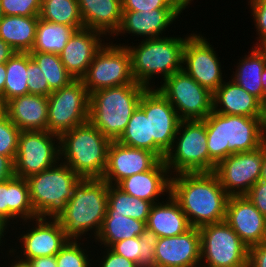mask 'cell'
<instances>
[{"label":"cell","mask_w":266,"mask_h":267,"mask_svg":"<svg viewBox=\"0 0 266 267\" xmlns=\"http://www.w3.org/2000/svg\"><path fill=\"white\" fill-rule=\"evenodd\" d=\"M79 241L69 240L66 245L55 255L57 267H91L93 258L90 259L87 250L83 249ZM86 252V253H85Z\"/></svg>","instance_id":"39"},{"label":"cell","mask_w":266,"mask_h":267,"mask_svg":"<svg viewBox=\"0 0 266 267\" xmlns=\"http://www.w3.org/2000/svg\"><path fill=\"white\" fill-rule=\"evenodd\" d=\"M213 111L220 114L266 118V108L234 81L224 82L213 93Z\"/></svg>","instance_id":"25"},{"label":"cell","mask_w":266,"mask_h":267,"mask_svg":"<svg viewBox=\"0 0 266 267\" xmlns=\"http://www.w3.org/2000/svg\"><path fill=\"white\" fill-rule=\"evenodd\" d=\"M56 142V144H55ZM60 162L59 136L48 131H21L14 160L15 176H29Z\"/></svg>","instance_id":"14"},{"label":"cell","mask_w":266,"mask_h":267,"mask_svg":"<svg viewBox=\"0 0 266 267\" xmlns=\"http://www.w3.org/2000/svg\"><path fill=\"white\" fill-rule=\"evenodd\" d=\"M159 37L145 39L135 46H126L131 57V71L136 83L146 88L155 76L167 77L182 70L183 47L188 38ZM137 46V47H136Z\"/></svg>","instance_id":"6"},{"label":"cell","mask_w":266,"mask_h":267,"mask_svg":"<svg viewBox=\"0 0 266 267\" xmlns=\"http://www.w3.org/2000/svg\"><path fill=\"white\" fill-rule=\"evenodd\" d=\"M170 194L191 227L225 221L229 195L214 172L175 174L171 176Z\"/></svg>","instance_id":"1"},{"label":"cell","mask_w":266,"mask_h":267,"mask_svg":"<svg viewBox=\"0 0 266 267\" xmlns=\"http://www.w3.org/2000/svg\"><path fill=\"white\" fill-rule=\"evenodd\" d=\"M4 113L21 131H47L48 97L25 94L4 103Z\"/></svg>","instance_id":"23"},{"label":"cell","mask_w":266,"mask_h":267,"mask_svg":"<svg viewBox=\"0 0 266 267\" xmlns=\"http://www.w3.org/2000/svg\"><path fill=\"white\" fill-rule=\"evenodd\" d=\"M11 263L10 267H31L28 262L21 261L18 258L14 259L13 262L11 260Z\"/></svg>","instance_id":"56"},{"label":"cell","mask_w":266,"mask_h":267,"mask_svg":"<svg viewBox=\"0 0 266 267\" xmlns=\"http://www.w3.org/2000/svg\"><path fill=\"white\" fill-rule=\"evenodd\" d=\"M90 95L82 79H74L67 86L48 96L47 131L60 136L89 121Z\"/></svg>","instance_id":"10"},{"label":"cell","mask_w":266,"mask_h":267,"mask_svg":"<svg viewBox=\"0 0 266 267\" xmlns=\"http://www.w3.org/2000/svg\"><path fill=\"white\" fill-rule=\"evenodd\" d=\"M104 36L99 31L82 28L70 37L59 56L67 72L74 79H82L85 76L96 53L106 43L103 40Z\"/></svg>","instance_id":"21"},{"label":"cell","mask_w":266,"mask_h":267,"mask_svg":"<svg viewBox=\"0 0 266 267\" xmlns=\"http://www.w3.org/2000/svg\"><path fill=\"white\" fill-rule=\"evenodd\" d=\"M14 176V161L10 157L0 155V183Z\"/></svg>","instance_id":"48"},{"label":"cell","mask_w":266,"mask_h":267,"mask_svg":"<svg viewBox=\"0 0 266 267\" xmlns=\"http://www.w3.org/2000/svg\"><path fill=\"white\" fill-rule=\"evenodd\" d=\"M76 30L73 26L48 22L39 17L31 52L59 55Z\"/></svg>","instance_id":"33"},{"label":"cell","mask_w":266,"mask_h":267,"mask_svg":"<svg viewBox=\"0 0 266 267\" xmlns=\"http://www.w3.org/2000/svg\"><path fill=\"white\" fill-rule=\"evenodd\" d=\"M199 233L200 267H248L249 248L226 221L203 225Z\"/></svg>","instance_id":"9"},{"label":"cell","mask_w":266,"mask_h":267,"mask_svg":"<svg viewBox=\"0 0 266 267\" xmlns=\"http://www.w3.org/2000/svg\"><path fill=\"white\" fill-rule=\"evenodd\" d=\"M217 56L203 35L191 33L183 47L182 70L198 84L214 93L225 82L221 62Z\"/></svg>","instance_id":"15"},{"label":"cell","mask_w":266,"mask_h":267,"mask_svg":"<svg viewBox=\"0 0 266 267\" xmlns=\"http://www.w3.org/2000/svg\"><path fill=\"white\" fill-rule=\"evenodd\" d=\"M226 223L251 248L266 241V217L245 196H229Z\"/></svg>","instance_id":"19"},{"label":"cell","mask_w":266,"mask_h":267,"mask_svg":"<svg viewBox=\"0 0 266 267\" xmlns=\"http://www.w3.org/2000/svg\"><path fill=\"white\" fill-rule=\"evenodd\" d=\"M166 200L152 204L146 222V227L159 238L178 236L191 228L186 214L171 194L167 195Z\"/></svg>","instance_id":"28"},{"label":"cell","mask_w":266,"mask_h":267,"mask_svg":"<svg viewBox=\"0 0 266 267\" xmlns=\"http://www.w3.org/2000/svg\"><path fill=\"white\" fill-rule=\"evenodd\" d=\"M6 66L5 63L0 64V100L4 103V87L6 81Z\"/></svg>","instance_id":"51"},{"label":"cell","mask_w":266,"mask_h":267,"mask_svg":"<svg viewBox=\"0 0 266 267\" xmlns=\"http://www.w3.org/2000/svg\"><path fill=\"white\" fill-rule=\"evenodd\" d=\"M254 45L258 49V51L263 55L264 60L266 62V39L260 42H256V44Z\"/></svg>","instance_id":"54"},{"label":"cell","mask_w":266,"mask_h":267,"mask_svg":"<svg viewBox=\"0 0 266 267\" xmlns=\"http://www.w3.org/2000/svg\"><path fill=\"white\" fill-rule=\"evenodd\" d=\"M4 15L40 16V0H0Z\"/></svg>","instance_id":"42"},{"label":"cell","mask_w":266,"mask_h":267,"mask_svg":"<svg viewBox=\"0 0 266 267\" xmlns=\"http://www.w3.org/2000/svg\"><path fill=\"white\" fill-rule=\"evenodd\" d=\"M16 51L0 38V64L6 63Z\"/></svg>","instance_id":"50"},{"label":"cell","mask_w":266,"mask_h":267,"mask_svg":"<svg viewBox=\"0 0 266 267\" xmlns=\"http://www.w3.org/2000/svg\"><path fill=\"white\" fill-rule=\"evenodd\" d=\"M8 225H11V224H8L5 220H3L0 217V246L2 245L1 243H3V241H2L3 239H1V238H4V235H6V233H5L6 232V229L9 230L7 228V227H9Z\"/></svg>","instance_id":"53"},{"label":"cell","mask_w":266,"mask_h":267,"mask_svg":"<svg viewBox=\"0 0 266 267\" xmlns=\"http://www.w3.org/2000/svg\"><path fill=\"white\" fill-rule=\"evenodd\" d=\"M261 82H262V87L264 90V107L266 108V65L262 72Z\"/></svg>","instance_id":"55"},{"label":"cell","mask_w":266,"mask_h":267,"mask_svg":"<svg viewBox=\"0 0 266 267\" xmlns=\"http://www.w3.org/2000/svg\"><path fill=\"white\" fill-rule=\"evenodd\" d=\"M251 16H253V22L255 23L256 31L259 37L257 41L266 39V0H249Z\"/></svg>","instance_id":"44"},{"label":"cell","mask_w":266,"mask_h":267,"mask_svg":"<svg viewBox=\"0 0 266 267\" xmlns=\"http://www.w3.org/2000/svg\"><path fill=\"white\" fill-rule=\"evenodd\" d=\"M248 267H266V241L249 248Z\"/></svg>","instance_id":"47"},{"label":"cell","mask_w":266,"mask_h":267,"mask_svg":"<svg viewBox=\"0 0 266 267\" xmlns=\"http://www.w3.org/2000/svg\"><path fill=\"white\" fill-rule=\"evenodd\" d=\"M105 43L96 53L82 78L89 95L100 89L135 84L131 71V57L123 44ZM122 45V46H121Z\"/></svg>","instance_id":"11"},{"label":"cell","mask_w":266,"mask_h":267,"mask_svg":"<svg viewBox=\"0 0 266 267\" xmlns=\"http://www.w3.org/2000/svg\"><path fill=\"white\" fill-rule=\"evenodd\" d=\"M29 54L40 67L51 92L67 86L74 80L67 72L58 54L45 52H29Z\"/></svg>","instance_id":"37"},{"label":"cell","mask_w":266,"mask_h":267,"mask_svg":"<svg viewBox=\"0 0 266 267\" xmlns=\"http://www.w3.org/2000/svg\"><path fill=\"white\" fill-rule=\"evenodd\" d=\"M263 145L250 152L233 153L221 160L214 170L229 196L245 195L260 180Z\"/></svg>","instance_id":"16"},{"label":"cell","mask_w":266,"mask_h":267,"mask_svg":"<svg viewBox=\"0 0 266 267\" xmlns=\"http://www.w3.org/2000/svg\"><path fill=\"white\" fill-rule=\"evenodd\" d=\"M4 113V103L0 100V116Z\"/></svg>","instance_id":"57"},{"label":"cell","mask_w":266,"mask_h":267,"mask_svg":"<svg viewBox=\"0 0 266 267\" xmlns=\"http://www.w3.org/2000/svg\"><path fill=\"white\" fill-rule=\"evenodd\" d=\"M111 142L87 121L59 136L60 160L80 178L102 179Z\"/></svg>","instance_id":"4"},{"label":"cell","mask_w":266,"mask_h":267,"mask_svg":"<svg viewBox=\"0 0 266 267\" xmlns=\"http://www.w3.org/2000/svg\"><path fill=\"white\" fill-rule=\"evenodd\" d=\"M4 16L3 10H2V6H1V2H0V19Z\"/></svg>","instance_id":"58"},{"label":"cell","mask_w":266,"mask_h":267,"mask_svg":"<svg viewBox=\"0 0 266 267\" xmlns=\"http://www.w3.org/2000/svg\"><path fill=\"white\" fill-rule=\"evenodd\" d=\"M158 239V235L146 227L140 236L118 241L110 249L139 267H155L154 252Z\"/></svg>","instance_id":"30"},{"label":"cell","mask_w":266,"mask_h":267,"mask_svg":"<svg viewBox=\"0 0 266 267\" xmlns=\"http://www.w3.org/2000/svg\"><path fill=\"white\" fill-rule=\"evenodd\" d=\"M105 251L100 261L99 267H139L136 263L126 259L123 256L117 255L110 248L104 247ZM106 252V253H105Z\"/></svg>","instance_id":"46"},{"label":"cell","mask_w":266,"mask_h":267,"mask_svg":"<svg viewBox=\"0 0 266 267\" xmlns=\"http://www.w3.org/2000/svg\"><path fill=\"white\" fill-rule=\"evenodd\" d=\"M41 1V3L43 4L45 1H48V0H40Z\"/></svg>","instance_id":"60"},{"label":"cell","mask_w":266,"mask_h":267,"mask_svg":"<svg viewBox=\"0 0 266 267\" xmlns=\"http://www.w3.org/2000/svg\"><path fill=\"white\" fill-rule=\"evenodd\" d=\"M28 93L43 95L48 97L52 92L49 90L48 82L42 73L38 64L30 57L28 53Z\"/></svg>","instance_id":"43"},{"label":"cell","mask_w":266,"mask_h":267,"mask_svg":"<svg viewBox=\"0 0 266 267\" xmlns=\"http://www.w3.org/2000/svg\"><path fill=\"white\" fill-rule=\"evenodd\" d=\"M152 203L123 192L116 185L108 186L106 215H123L147 222Z\"/></svg>","instance_id":"34"},{"label":"cell","mask_w":266,"mask_h":267,"mask_svg":"<svg viewBox=\"0 0 266 267\" xmlns=\"http://www.w3.org/2000/svg\"><path fill=\"white\" fill-rule=\"evenodd\" d=\"M169 174L165 161L160 160L151 170L131 175L116 186L131 196L154 204L162 195L170 194Z\"/></svg>","instance_id":"24"},{"label":"cell","mask_w":266,"mask_h":267,"mask_svg":"<svg viewBox=\"0 0 266 267\" xmlns=\"http://www.w3.org/2000/svg\"><path fill=\"white\" fill-rule=\"evenodd\" d=\"M39 17L48 22L73 26L77 30L84 28L78 0L45 1Z\"/></svg>","instance_id":"36"},{"label":"cell","mask_w":266,"mask_h":267,"mask_svg":"<svg viewBox=\"0 0 266 267\" xmlns=\"http://www.w3.org/2000/svg\"><path fill=\"white\" fill-rule=\"evenodd\" d=\"M184 3L188 6V5H191L190 3L193 1V0H183Z\"/></svg>","instance_id":"59"},{"label":"cell","mask_w":266,"mask_h":267,"mask_svg":"<svg viewBox=\"0 0 266 267\" xmlns=\"http://www.w3.org/2000/svg\"><path fill=\"white\" fill-rule=\"evenodd\" d=\"M145 228L144 221L123 215H105L101 229L95 237V243L110 248L118 241L140 236Z\"/></svg>","instance_id":"32"},{"label":"cell","mask_w":266,"mask_h":267,"mask_svg":"<svg viewBox=\"0 0 266 267\" xmlns=\"http://www.w3.org/2000/svg\"><path fill=\"white\" fill-rule=\"evenodd\" d=\"M0 217L8 224L17 218L26 221L38 217L30 201L27 179L14 176L0 183Z\"/></svg>","instance_id":"26"},{"label":"cell","mask_w":266,"mask_h":267,"mask_svg":"<svg viewBox=\"0 0 266 267\" xmlns=\"http://www.w3.org/2000/svg\"><path fill=\"white\" fill-rule=\"evenodd\" d=\"M108 186L103 179L81 178L73 188L65 211L57 219L69 240H81L87 232L98 235L108 205Z\"/></svg>","instance_id":"3"},{"label":"cell","mask_w":266,"mask_h":267,"mask_svg":"<svg viewBox=\"0 0 266 267\" xmlns=\"http://www.w3.org/2000/svg\"><path fill=\"white\" fill-rule=\"evenodd\" d=\"M31 267H57L56 256H41L28 261Z\"/></svg>","instance_id":"49"},{"label":"cell","mask_w":266,"mask_h":267,"mask_svg":"<svg viewBox=\"0 0 266 267\" xmlns=\"http://www.w3.org/2000/svg\"><path fill=\"white\" fill-rule=\"evenodd\" d=\"M4 103L28 93V53L16 52L6 63Z\"/></svg>","instance_id":"35"},{"label":"cell","mask_w":266,"mask_h":267,"mask_svg":"<svg viewBox=\"0 0 266 267\" xmlns=\"http://www.w3.org/2000/svg\"><path fill=\"white\" fill-rule=\"evenodd\" d=\"M154 253L155 267H200L199 228L191 227L178 236L160 237Z\"/></svg>","instance_id":"20"},{"label":"cell","mask_w":266,"mask_h":267,"mask_svg":"<svg viewBox=\"0 0 266 267\" xmlns=\"http://www.w3.org/2000/svg\"><path fill=\"white\" fill-rule=\"evenodd\" d=\"M139 107L150 117V151L164 160L173 146L181 119L156 86L144 91Z\"/></svg>","instance_id":"13"},{"label":"cell","mask_w":266,"mask_h":267,"mask_svg":"<svg viewBox=\"0 0 266 267\" xmlns=\"http://www.w3.org/2000/svg\"><path fill=\"white\" fill-rule=\"evenodd\" d=\"M250 53V54H249ZM248 55L240 58L238 66L233 71L232 81L242 87L245 91L256 97L264 106V90L261 76L266 65L263 55L253 45ZM235 73V74H234Z\"/></svg>","instance_id":"31"},{"label":"cell","mask_w":266,"mask_h":267,"mask_svg":"<svg viewBox=\"0 0 266 267\" xmlns=\"http://www.w3.org/2000/svg\"><path fill=\"white\" fill-rule=\"evenodd\" d=\"M146 89L145 86L135 83L92 92L89 121L104 136L116 141L125 130L133 112L139 107Z\"/></svg>","instance_id":"5"},{"label":"cell","mask_w":266,"mask_h":267,"mask_svg":"<svg viewBox=\"0 0 266 267\" xmlns=\"http://www.w3.org/2000/svg\"><path fill=\"white\" fill-rule=\"evenodd\" d=\"M20 132L5 113L0 116V155L15 160Z\"/></svg>","instance_id":"40"},{"label":"cell","mask_w":266,"mask_h":267,"mask_svg":"<svg viewBox=\"0 0 266 267\" xmlns=\"http://www.w3.org/2000/svg\"><path fill=\"white\" fill-rule=\"evenodd\" d=\"M161 159L153 152L112 141L102 179L117 185L121 180L151 170Z\"/></svg>","instance_id":"18"},{"label":"cell","mask_w":266,"mask_h":267,"mask_svg":"<svg viewBox=\"0 0 266 267\" xmlns=\"http://www.w3.org/2000/svg\"><path fill=\"white\" fill-rule=\"evenodd\" d=\"M22 222L25 224L33 222V227L29 230L27 228V231L22 232L18 237L20 238L18 239L19 243L21 242L20 255L23 258L20 255H16L14 258L17 257L21 261L28 262L30 259L41 256H55L69 241L57 219L37 217Z\"/></svg>","instance_id":"17"},{"label":"cell","mask_w":266,"mask_h":267,"mask_svg":"<svg viewBox=\"0 0 266 267\" xmlns=\"http://www.w3.org/2000/svg\"><path fill=\"white\" fill-rule=\"evenodd\" d=\"M187 7L183 0H122V10L137 12L154 9H186Z\"/></svg>","instance_id":"41"},{"label":"cell","mask_w":266,"mask_h":267,"mask_svg":"<svg viewBox=\"0 0 266 267\" xmlns=\"http://www.w3.org/2000/svg\"><path fill=\"white\" fill-rule=\"evenodd\" d=\"M174 139L173 146L164 159L171 176L178 173L209 172L205 120H181Z\"/></svg>","instance_id":"8"},{"label":"cell","mask_w":266,"mask_h":267,"mask_svg":"<svg viewBox=\"0 0 266 267\" xmlns=\"http://www.w3.org/2000/svg\"><path fill=\"white\" fill-rule=\"evenodd\" d=\"M205 120L209 172L233 153L250 152L266 142V118L220 114L212 111Z\"/></svg>","instance_id":"2"},{"label":"cell","mask_w":266,"mask_h":267,"mask_svg":"<svg viewBox=\"0 0 266 267\" xmlns=\"http://www.w3.org/2000/svg\"><path fill=\"white\" fill-rule=\"evenodd\" d=\"M116 141L129 147L150 151V117H146L144 111L138 107Z\"/></svg>","instance_id":"38"},{"label":"cell","mask_w":266,"mask_h":267,"mask_svg":"<svg viewBox=\"0 0 266 267\" xmlns=\"http://www.w3.org/2000/svg\"><path fill=\"white\" fill-rule=\"evenodd\" d=\"M260 180L266 181V142L263 144V160H262Z\"/></svg>","instance_id":"52"},{"label":"cell","mask_w":266,"mask_h":267,"mask_svg":"<svg viewBox=\"0 0 266 267\" xmlns=\"http://www.w3.org/2000/svg\"><path fill=\"white\" fill-rule=\"evenodd\" d=\"M60 163V164H59ZM81 178L66 164L56 165L27 178L30 201L42 219H58L65 211L73 188Z\"/></svg>","instance_id":"7"},{"label":"cell","mask_w":266,"mask_h":267,"mask_svg":"<svg viewBox=\"0 0 266 267\" xmlns=\"http://www.w3.org/2000/svg\"><path fill=\"white\" fill-rule=\"evenodd\" d=\"M245 196L266 217V181H257Z\"/></svg>","instance_id":"45"},{"label":"cell","mask_w":266,"mask_h":267,"mask_svg":"<svg viewBox=\"0 0 266 267\" xmlns=\"http://www.w3.org/2000/svg\"><path fill=\"white\" fill-rule=\"evenodd\" d=\"M84 28L113 36L122 19V0H78ZM107 35V36H106Z\"/></svg>","instance_id":"27"},{"label":"cell","mask_w":266,"mask_h":267,"mask_svg":"<svg viewBox=\"0 0 266 267\" xmlns=\"http://www.w3.org/2000/svg\"><path fill=\"white\" fill-rule=\"evenodd\" d=\"M183 10L185 9H154L146 12L122 10L121 24L113 37L125 33L143 37L141 40L162 37V33L178 19Z\"/></svg>","instance_id":"22"},{"label":"cell","mask_w":266,"mask_h":267,"mask_svg":"<svg viewBox=\"0 0 266 267\" xmlns=\"http://www.w3.org/2000/svg\"><path fill=\"white\" fill-rule=\"evenodd\" d=\"M39 16H7L0 19V38L16 52L29 53L35 40Z\"/></svg>","instance_id":"29"},{"label":"cell","mask_w":266,"mask_h":267,"mask_svg":"<svg viewBox=\"0 0 266 267\" xmlns=\"http://www.w3.org/2000/svg\"><path fill=\"white\" fill-rule=\"evenodd\" d=\"M157 89L174 107L181 120H204L213 111V93L184 70L167 77Z\"/></svg>","instance_id":"12"}]
</instances>
